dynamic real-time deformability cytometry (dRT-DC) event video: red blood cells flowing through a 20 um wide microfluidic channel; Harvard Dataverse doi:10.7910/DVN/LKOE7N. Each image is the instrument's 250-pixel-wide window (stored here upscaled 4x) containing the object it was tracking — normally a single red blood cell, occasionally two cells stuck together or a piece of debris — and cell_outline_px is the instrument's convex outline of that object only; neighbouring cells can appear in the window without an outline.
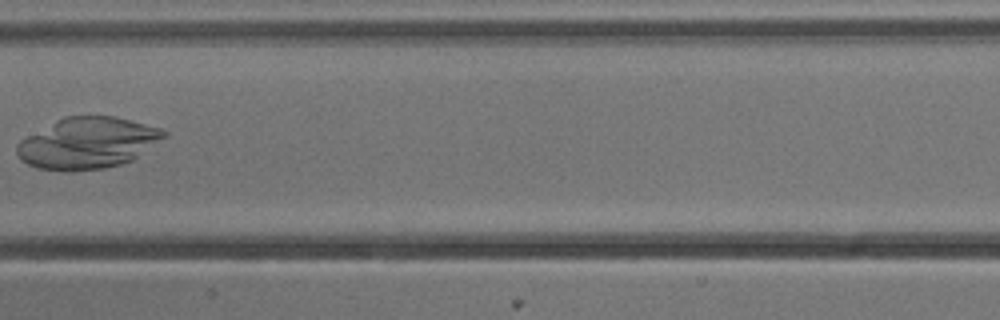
{"species": "common noctule bat (a hibernating species)", "species_latin": "Nyctalus noctula", "temperature_condition": "cold", "stored_images_in_passage": 8, "camera_frame_rate_fps": 3000, "um_per_image_px": 0.085, "animal": {"sex": "male", "body_mass_g": 13.3}, "frame": {"image": 1, "passage_image": 7, "time_ms": 2.0, "image_size_px": [1000, 320], "cell_outline_px": [[168, 136], [132, 160], [120, 164], [104, 168], [72, 172], [68, 172], [40, 168], [28, 164], [20, 160], [16, 152], [16, 144], [20, 140], [56, 120], [64, 116], [116, 116], [160, 128], [168, 132]], "centroid_in_image_um": [7.45, 12.16], "position_along_channel_um": 200.0, "area_um2": 44.04}}